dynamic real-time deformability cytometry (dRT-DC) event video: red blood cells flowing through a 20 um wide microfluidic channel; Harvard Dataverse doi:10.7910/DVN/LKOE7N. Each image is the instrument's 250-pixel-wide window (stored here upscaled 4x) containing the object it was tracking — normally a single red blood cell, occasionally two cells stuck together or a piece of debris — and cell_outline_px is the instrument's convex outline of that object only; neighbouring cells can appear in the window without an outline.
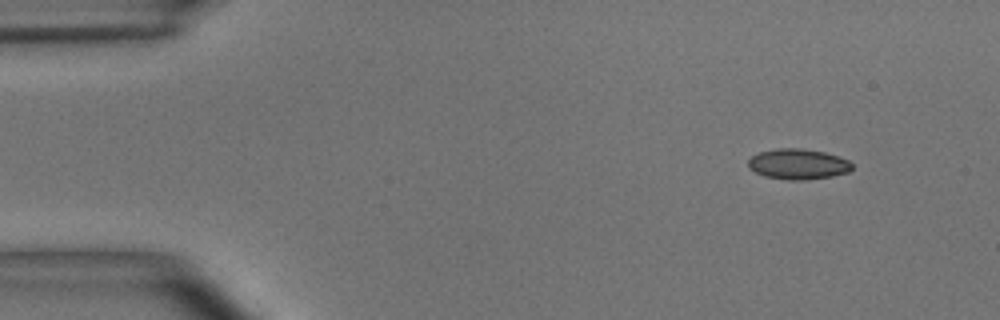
{"species": "common noctule bat (a hibernating species)", "species_latin": "Nyctalus noctula", "temperature_condition": "room temperature", "stored_images_in_passage": 5, "segment_of_instrument_passage": [1, 2], "camera_frame_rate_fps": 3000, "um_per_image_px": 0.085, "animal": {"sex": "male", "body_mass_g": 15.6}, "frame": {"image": 1, "passage_image": 1, "time_ms": 0.0, "image_size_px": [1000, 320], "cell_outline_px": [[852, 168], [848, 172], [832, 176], [804, 180], [788, 180], [764, 176], [748, 168], [748, 160], [752, 156], [760, 152], [776, 148], [800, 148], [824, 152], [848, 160], [852, 164]], "centroid_in_image_um": [67.81, 13.95], "position_along_channel_um": 17.2, "area_um2": 18.38}}
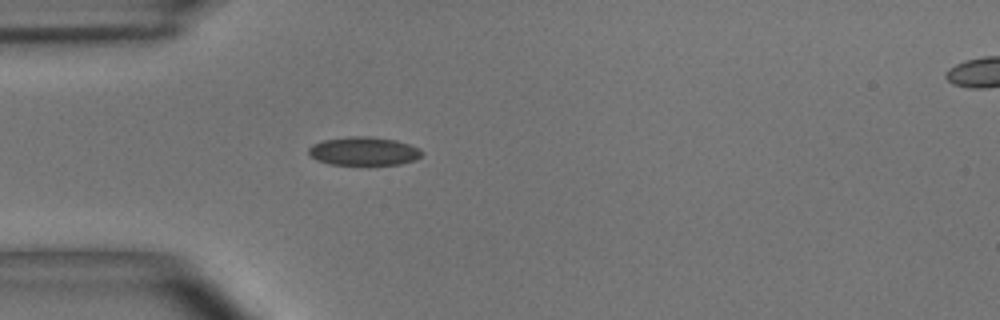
{"frame": {"image": 2, "passage_image": 4, "time_ms": 1.0, "image_size_px": [1000, 320], "cell_outline_px": [[424, 152], [416, 160], [400, 164], [368, 168], [328, 164], [316, 160], [308, 152], [308, 148], [312, 144], [324, 140], [348, 136], [368, 136], [396, 140], [420, 148]], "centroid_in_image_um": [30.93, 12.9], "position_along_channel_um": 54.1, "area_um2": 19.83}}